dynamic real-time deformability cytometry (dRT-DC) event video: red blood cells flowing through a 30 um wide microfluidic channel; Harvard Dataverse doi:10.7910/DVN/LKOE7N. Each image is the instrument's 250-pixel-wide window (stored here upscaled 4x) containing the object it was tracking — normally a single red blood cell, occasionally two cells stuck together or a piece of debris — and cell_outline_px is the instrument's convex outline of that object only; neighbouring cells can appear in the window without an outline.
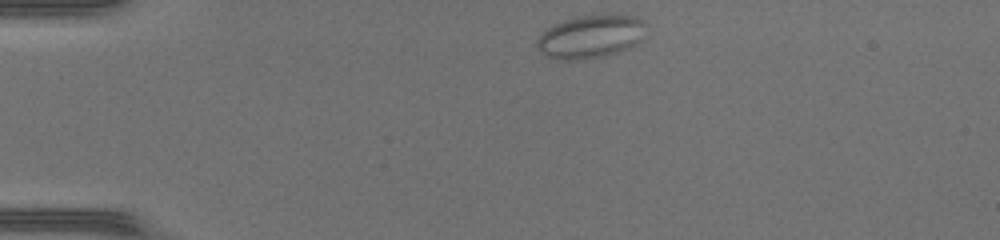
{"species": "common noctule bat (a hibernating species)", "species_latin": "Nyctalus noctula", "temperature_condition": "warm", "stored_images_in_passage": 39, "camera_frame_rate_fps": 3000, "um_per_image_px": 0.085, "animal": {"sex": "female", "body_mass_g": 17.0, "forearm_length_mm": 48.0}, "frame": {"image": 1, "passage_image": 1, "time_ms": 0.0, "image_size_px": [1000, 240], "cell_outline_px": [[644, 24], [640, 40], [628, 48], [620, 52], [604, 56], [580, 60], [552, 60], [540, 52], [536, 48], [536, 40], [548, 28], [564, 20], [576, 16], [636, 16], [644, 20]], "centroid_in_image_um": [50.14, 3.15], "position_along_channel_um": 34.9, "area_um2": 27.11}}
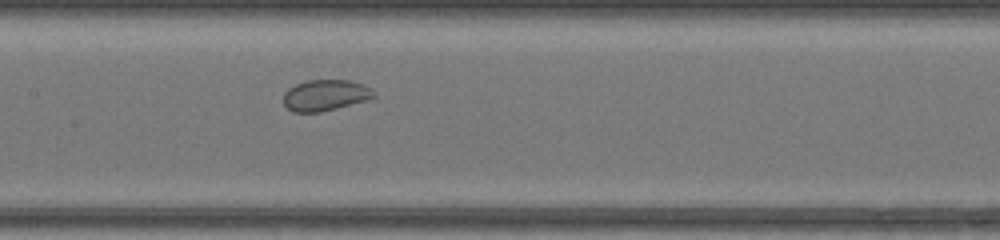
{"frame": {"image": 2, "passage_image": 15, "time_ms": 4.667, "image_size_px": [1000, 240], "cell_outline_px": [[376, 96], [368, 100], [320, 112], [292, 112], [284, 104], [284, 92], [288, 88], [296, 84], [308, 80], [348, 80], [364, 84], [372, 88]], "centroid_in_image_um": [27.67, 8.09], "position_along_channel_um": 179.7, "area_um2": 16.42}}
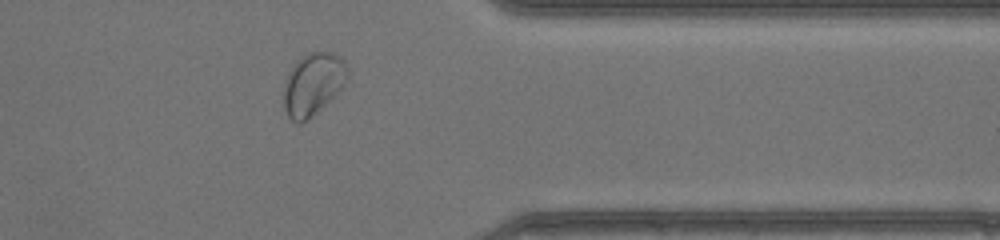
{"frame": {"image": 3, "passage_image": 30, "time_ms": 9.667, "image_size_px": [1000, 240], "cell_outline_px": [[348, 80], [308, 120], [300, 124], [292, 120], [284, 112], [284, 84], [288, 72], [296, 60], [308, 52], [332, 52], [340, 56], [344, 60], [348, 68]], "centroid_in_image_um": [26.59, 7.12], "position_along_channel_um": 384.8, "area_um2": 23.12}}